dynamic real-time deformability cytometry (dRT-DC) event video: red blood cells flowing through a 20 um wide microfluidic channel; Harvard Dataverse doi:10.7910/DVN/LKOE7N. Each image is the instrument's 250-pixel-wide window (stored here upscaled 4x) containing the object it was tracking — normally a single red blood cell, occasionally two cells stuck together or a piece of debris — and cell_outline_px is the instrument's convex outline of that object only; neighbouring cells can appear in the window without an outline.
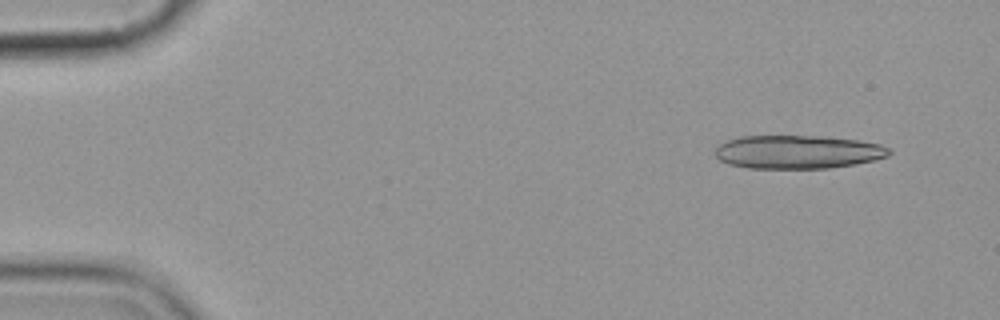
{"species": "common noctule bat (a hibernating species)", "species_latin": "Nyctalus noctula", "temperature_condition": "cold", "stored_images_in_passage": 6, "camera_frame_rate_fps": 3000, "um_per_image_px": 0.085, "animal": {"sex": "female", "body_mass_g": 19.9}, "frame": {"image": 1, "passage_image": 1, "time_ms": 0.0, "image_size_px": [1000, 320], "cell_outline_px": [[892, 152], [888, 156], [876, 160], [856, 164], [828, 168], [748, 168], [728, 164], [720, 160], [716, 156], [716, 148], [720, 144], [728, 140], [740, 136], [824, 136], [860, 140], [880, 144], [888, 148]], "centroid_in_image_um": [67.84, 12.91], "position_along_channel_um": 17.2, "area_um2": 34.04}}
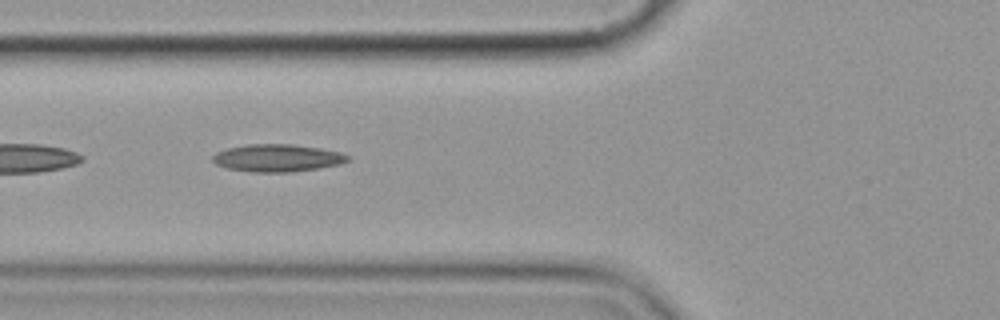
{"frame": {"image": 2, "passage_image": 5, "time_ms": 5.667, "image_size_px": [1000, 320], "cell_outline_px": [[352, 156], [348, 160], [340, 164], [316, 168], [288, 172], [252, 172], [228, 168], [216, 164], [212, 160], [212, 156], [216, 152], [228, 148], [248, 144], [292, 144], [320, 148], [340, 152]], "centroid_in_image_um": [23.57, 13.42], "position_along_channel_um": 102.2, "area_um2": 21.5}}